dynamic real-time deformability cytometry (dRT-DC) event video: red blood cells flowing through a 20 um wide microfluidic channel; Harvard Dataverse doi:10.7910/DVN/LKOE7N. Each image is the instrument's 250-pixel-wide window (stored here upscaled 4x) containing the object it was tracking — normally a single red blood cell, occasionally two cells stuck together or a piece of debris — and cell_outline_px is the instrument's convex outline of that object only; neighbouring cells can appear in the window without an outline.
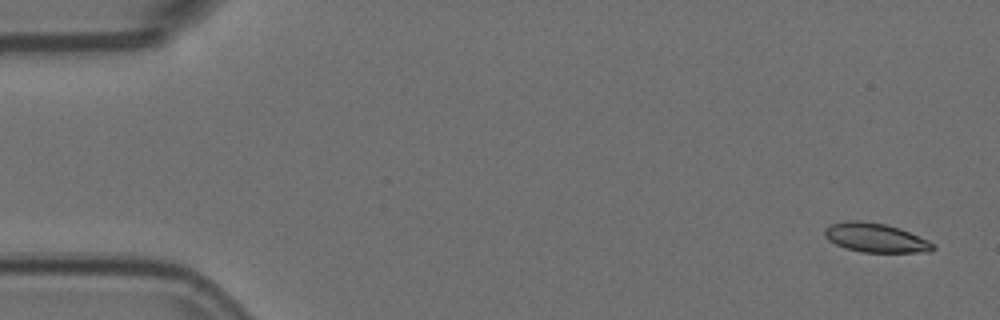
{"species": "Egyptian fruit bat (a non-hibernating species)", "species_latin": "Rousettus aegyptiacus", "temperature_condition": "room temperature", "stored_images_in_passage": 5, "camera_frame_rate_fps": 3000, "um_per_image_px": 0.085, "animal": {"sex": "female"}, "frame": {"image": 1, "passage_image": 1, "time_ms": 0.0, "image_size_px": [1000, 320], "cell_outline_px": [[936, 248], [932, 252], [860, 252], [844, 248], [828, 240], [824, 236], [824, 228], [832, 224], [852, 220], [860, 220], [884, 224], [900, 228], [928, 240], [936, 244]], "centroid_in_image_um": [74.44, 20.22], "position_along_channel_um": 10.6, "area_um2": 18.5}}
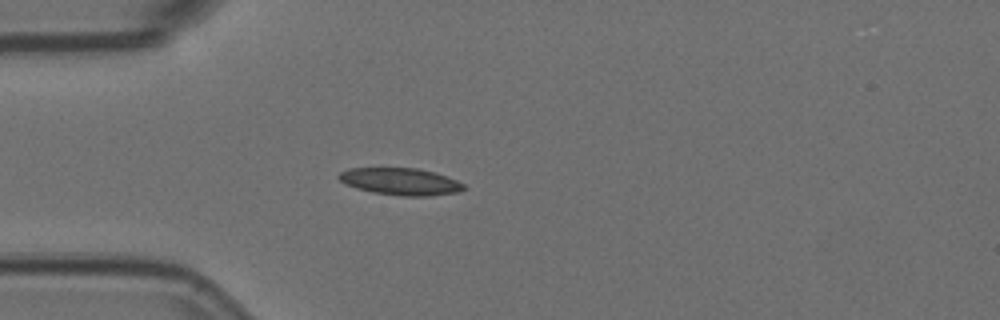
{"frame": {"image": 2, "passage_image": 4, "time_ms": 1.0, "image_size_px": [1000, 320], "cell_outline_px": [[468, 188], [460, 192], [432, 196], [400, 196], [372, 192], [356, 188], [344, 184], [336, 176], [340, 172], [348, 168], [416, 168], [448, 176], [464, 184]], "centroid_in_image_um": [34.05, 15.44], "position_along_channel_um": 50.9, "area_um2": 19.94}}